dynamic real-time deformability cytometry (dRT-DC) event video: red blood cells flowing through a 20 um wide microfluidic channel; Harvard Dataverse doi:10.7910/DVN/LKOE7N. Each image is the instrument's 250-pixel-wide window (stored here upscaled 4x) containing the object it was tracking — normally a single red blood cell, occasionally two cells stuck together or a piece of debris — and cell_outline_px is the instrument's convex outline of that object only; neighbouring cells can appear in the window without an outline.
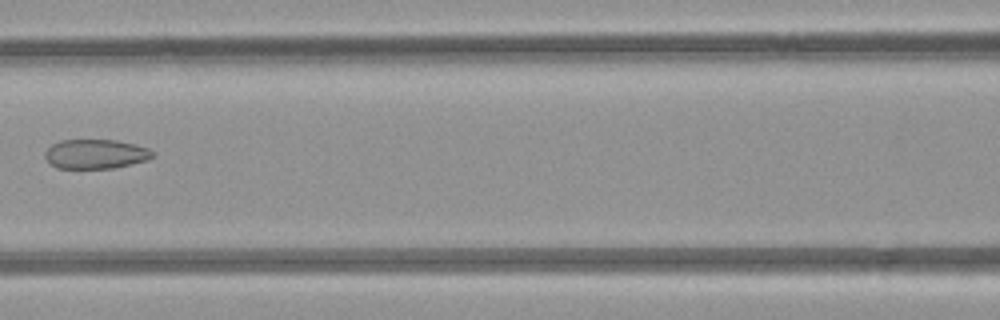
{"species": "common noctule bat (a hibernating species)", "species_latin": "Nyctalus noctula", "temperature_condition": "room temperature", "stored_images_in_passage": 6, "camera_frame_rate_fps": 3000, "um_per_image_px": 0.085, "animal": {"sex": "female", "body_mass_g": 21.9}, "frame": {"image": 1, "passage_image": 5, "time_ms": 4.667, "image_size_px": [1000, 320], "cell_outline_px": [[152, 156], [148, 160], [112, 168], [56, 168], [44, 156], [44, 152], [52, 144], [60, 140], [116, 140], [136, 144], [148, 148], [152, 152]], "centroid_in_image_um": [8.11, 13.08], "position_along_channel_um": 158.5, "area_um2": 18.32}}
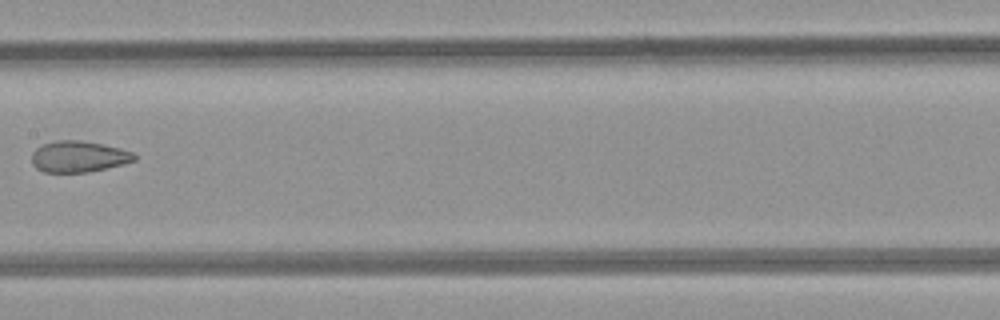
{"frame": {"image": 2, "passage_image": 6, "time_ms": 5.667, "image_size_px": [1000, 320], "cell_outline_px": [[136, 160], [88, 172], [44, 172], [36, 168], [32, 164], [32, 152], [36, 148], [44, 144], [56, 140], [76, 140], [100, 144], [120, 148], [132, 152], [136, 156]], "centroid_in_image_um": [6.64, 13.31], "position_along_channel_um": 200.8, "area_um2": 18.38}}